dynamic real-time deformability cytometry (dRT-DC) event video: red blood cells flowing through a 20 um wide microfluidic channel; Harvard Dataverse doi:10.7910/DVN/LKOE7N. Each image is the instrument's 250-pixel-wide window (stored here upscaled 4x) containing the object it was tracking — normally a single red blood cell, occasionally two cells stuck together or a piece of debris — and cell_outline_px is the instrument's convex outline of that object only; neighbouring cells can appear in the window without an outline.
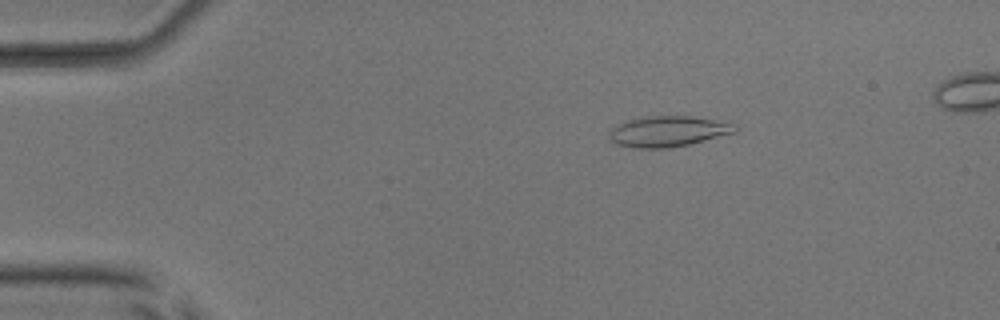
{"species": "common noctule bat (a hibernating species)", "species_latin": "Nyctalus noctula", "temperature_condition": "room temperature", "stored_images_in_passage": 51, "camera_frame_rate_fps": 3000, "um_per_image_px": 0.085, "animal": {"sex": "male", "body_mass_g": 17.9, "forearm_length_mm": 54.2}, "frame": {"image": 1, "passage_image": 9, "time_ms": 2.667, "image_size_px": [1000, 320], "cell_outline_px": [[736, 132], [688, 144], [664, 148], [636, 148], [616, 144], [608, 136], [608, 132], [612, 128], [628, 120], [640, 116], [692, 116], [736, 124]], "centroid_in_image_um": [56.75, 11.16], "position_along_channel_um": 28.3, "area_um2": 22.25}}
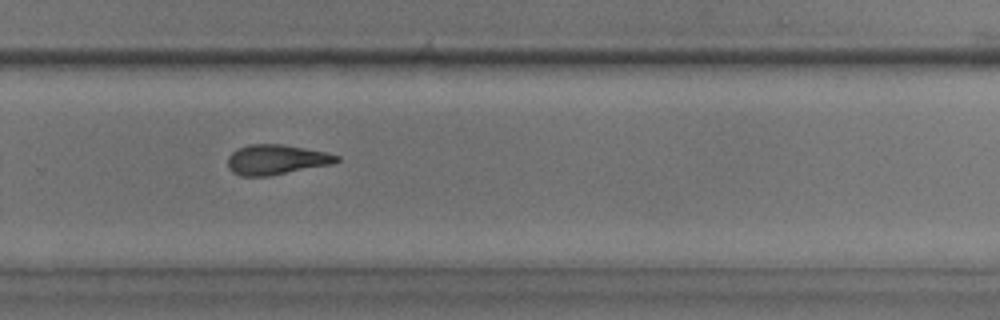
{"frame": {"image": 2, "passage_image": 35, "time_ms": 11.333, "image_size_px": [1000, 320], "cell_outline_px": [[340, 160], [332, 164], [268, 176], [240, 176], [232, 172], [228, 168], [228, 156], [236, 148], [248, 144], [280, 144], [304, 148], [324, 152], [340, 156]], "centroid_in_image_um": [23.44, 13.57], "position_along_channel_um": 306.4, "area_um2": 19.02}}
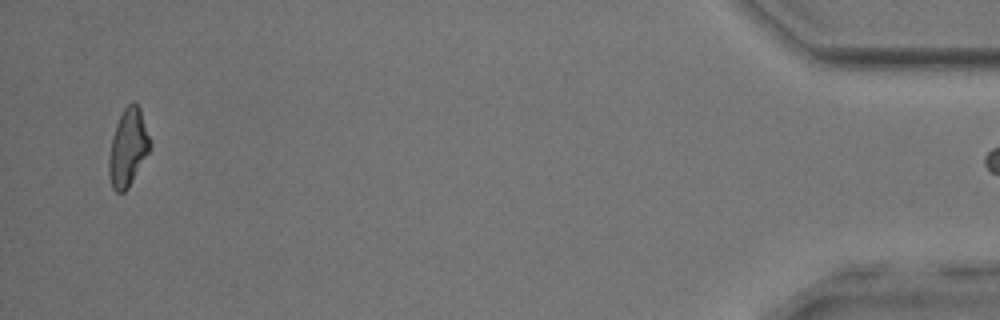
{"frame": {"image": 3, "passage_image": 50, "time_ms": 16.333, "image_size_px": [1000, 320], "cell_outline_px": [[152, 148], [128, 188], [124, 192], [116, 192], [112, 188], [108, 176], [108, 160], [112, 136], [116, 124], [124, 108], [132, 100], [140, 108], [152, 144]], "centroid_in_image_um": [10.88, 12.56], "position_along_channel_um": 424.3, "area_um2": 18.79}}